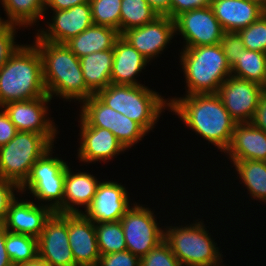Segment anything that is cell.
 Wrapping results in <instances>:
<instances>
[{
	"mask_svg": "<svg viewBox=\"0 0 266 266\" xmlns=\"http://www.w3.org/2000/svg\"><path fill=\"white\" fill-rule=\"evenodd\" d=\"M5 247L14 266L38 256V238L30 235L7 231Z\"/></svg>",
	"mask_w": 266,
	"mask_h": 266,
	"instance_id": "4dcf8cb0",
	"label": "cell"
},
{
	"mask_svg": "<svg viewBox=\"0 0 266 266\" xmlns=\"http://www.w3.org/2000/svg\"><path fill=\"white\" fill-rule=\"evenodd\" d=\"M94 25L108 26L120 33L121 0H89Z\"/></svg>",
	"mask_w": 266,
	"mask_h": 266,
	"instance_id": "d6a6232c",
	"label": "cell"
},
{
	"mask_svg": "<svg viewBox=\"0 0 266 266\" xmlns=\"http://www.w3.org/2000/svg\"><path fill=\"white\" fill-rule=\"evenodd\" d=\"M253 2H256L260 4L262 7L266 8V0H251Z\"/></svg>",
	"mask_w": 266,
	"mask_h": 266,
	"instance_id": "681fc988",
	"label": "cell"
},
{
	"mask_svg": "<svg viewBox=\"0 0 266 266\" xmlns=\"http://www.w3.org/2000/svg\"><path fill=\"white\" fill-rule=\"evenodd\" d=\"M211 8L225 32H238L265 14V8L251 0H212Z\"/></svg>",
	"mask_w": 266,
	"mask_h": 266,
	"instance_id": "ffe728a7",
	"label": "cell"
},
{
	"mask_svg": "<svg viewBox=\"0 0 266 266\" xmlns=\"http://www.w3.org/2000/svg\"><path fill=\"white\" fill-rule=\"evenodd\" d=\"M120 36L119 31L114 28L93 24L65 45L80 59L94 52L113 49Z\"/></svg>",
	"mask_w": 266,
	"mask_h": 266,
	"instance_id": "cb8c5ba5",
	"label": "cell"
},
{
	"mask_svg": "<svg viewBox=\"0 0 266 266\" xmlns=\"http://www.w3.org/2000/svg\"><path fill=\"white\" fill-rule=\"evenodd\" d=\"M51 148L32 166L30 174L20 186V192L26 190L35 199L46 204L53 212L63 214L64 179L68 163L58 157H52Z\"/></svg>",
	"mask_w": 266,
	"mask_h": 266,
	"instance_id": "ba28073f",
	"label": "cell"
},
{
	"mask_svg": "<svg viewBox=\"0 0 266 266\" xmlns=\"http://www.w3.org/2000/svg\"><path fill=\"white\" fill-rule=\"evenodd\" d=\"M140 266H183L163 240L145 256L140 258Z\"/></svg>",
	"mask_w": 266,
	"mask_h": 266,
	"instance_id": "d590c367",
	"label": "cell"
},
{
	"mask_svg": "<svg viewBox=\"0 0 266 266\" xmlns=\"http://www.w3.org/2000/svg\"><path fill=\"white\" fill-rule=\"evenodd\" d=\"M180 54L188 88L186 95L215 94L231 76V67L220 44L183 48Z\"/></svg>",
	"mask_w": 266,
	"mask_h": 266,
	"instance_id": "5b68a950",
	"label": "cell"
},
{
	"mask_svg": "<svg viewBox=\"0 0 266 266\" xmlns=\"http://www.w3.org/2000/svg\"><path fill=\"white\" fill-rule=\"evenodd\" d=\"M159 16L170 17L171 0H146Z\"/></svg>",
	"mask_w": 266,
	"mask_h": 266,
	"instance_id": "bcb514c9",
	"label": "cell"
},
{
	"mask_svg": "<svg viewBox=\"0 0 266 266\" xmlns=\"http://www.w3.org/2000/svg\"><path fill=\"white\" fill-rule=\"evenodd\" d=\"M80 118L91 127L107 129L113 133L117 111L103 104L95 95L82 102Z\"/></svg>",
	"mask_w": 266,
	"mask_h": 266,
	"instance_id": "f546056e",
	"label": "cell"
},
{
	"mask_svg": "<svg viewBox=\"0 0 266 266\" xmlns=\"http://www.w3.org/2000/svg\"><path fill=\"white\" fill-rule=\"evenodd\" d=\"M127 250L142 258L164 240V230L159 227L154 212L135 204L121 218Z\"/></svg>",
	"mask_w": 266,
	"mask_h": 266,
	"instance_id": "9c48e42d",
	"label": "cell"
},
{
	"mask_svg": "<svg viewBox=\"0 0 266 266\" xmlns=\"http://www.w3.org/2000/svg\"><path fill=\"white\" fill-rule=\"evenodd\" d=\"M69 167L66 168L64 179L63 214L83 213L78 209L79 206L86 210L91 205L101 182L93 174L81 171L74 173Z\"/></svg>",
	"mask_w": 266,
	"mask_h": 266,
	"instance_id": "7402d4cb",
	"label": "cell"
},
{
	"mask_svg": "<svg viewBox=\"0 0 266 266\" xmlns=\"http://www.w3.org/2000/svg\"><path fill=\"white\" fill-rule=\"evenodd\" d=\"M68 238L76 266H97L100 253L95 223L83 213L68 214Z\"/></svg>",
	"mask_w": 266,
	"mask_h": 266,
	"instance_id": "e0dca14e",
	"label": "cell"
},
{
	"mask_svg": "<svg viewBox=\"0 0 266 266\" xmlns=\"http://www.w3.org/2000/svg\"><path fill=\"white\" fill-rule=\"evenodd\" d=\"M18 189V190H17ZM20 187L12 181L0 178V223L3 224L7 217L10 203L16 198L14 194L20 192Z\"/></svg>",
	"mask_w": 266,
	"mask_h": 266,
	"instance_id": "f35d334b",
	"label": "cell"
},
{
	"mask_svg": "<svg viewBox=\"0 0 266 266\" xmlns=\"http://www.w3.org/2000/svg\"><path fill=\"white\" fill-rule=\"evenodd\" d=\"M231 162L240 160L266 161V132L250 123H236L226 149Z\"/></svg>",
	"mask_w": 266,
	"mask_h": 266,
	"instance_id": "44dd1931",
	"label": "cell"
},
{
	"mask_svg": "<svg viewBox=\"0 0 266 266\" xmlns=\"http://www.w3.org/2000/svg\"><path fill=\"white\" fill-rule=\"evenodd\" d=\"M95 231L100 255L127 250L120 221L95 223Z\"/></svg>",
	"mask_w": 266,
	"mask_h": 266,
	"instance_id": "1f68e13d",
	"label": "cell"
},
{
	"mask_svg": "<svg viewBox=\"0 0 266 266\" xmlns=\"http://www.w3.org/2000/svg\"><path fill=\"white\" fill-rule=\"evenodd\" d=\"M127 190L115 181H102L83 214L93 223L120 221L131 207Z\"/></svg>",
	"mask_w": 266,
	"mask_h": 266,
	"instance_id": "2e32d148",
	"label": "cell"
},
{
	"mask_svg": "<svg viewBox=\"0 0 266 266\" xmlns=\"http://www.w3.org/2000/svg\"><path fill=\"white\" fill-rule=\"evenodd\" d=\"M95 96L106 106L137 122L147 133L153 130L165 108H170L168 99L164 100L145 85L110 84Z\"/></svg>",
	"mask_w": 266,
	"mask_h": 266,
	"instance_id": "277c9868",
	"label": "cell"
},
{
	"mask_svg": "<svg viewBox=\"0 0 266 266\" xmlns=\"http://www.w3.org/2000/svg\"><path fill=\"white\" fill-rule=\"evenodd\" d=\"M113 134L128 149L142 140L147 132L137 122L117 112Z\"/></svg>",
	"mask_w": 266,
	"mask_h": 266,
	"instance_id": "836d02e7",
	"label": "cell"
},
{
	"mask_svg": "<svg viewBox=\"0 0 266 266\" xmlns=\"http://www.w3.org/2000/svg\"><path fill=\"white\" fill-rule=\"evenodd\" d=\"M113 55V49H108L80 58L85 84L94 95L111 84Z\"/></svg>",
	"mask_w": 266,
	"mask_h": 266,
	"instance_id": "d4e9b609",
	"label": "cell"
},
{
	"mask_svg": "<svg viewBox=\"0 0 266 266\" xmlns=\"http://www.w3.org/2000/svg\"><path fill=\"white\" fill-rule=\"evenodd\" d=\"M15 266H49L44 260H42L39 256L35 259L17 264Z\"/></svg>",
	"mask_w": 266,
	"mask_h": 266,
	"instance_id": "7dc6e473",
	"label": "cell"
},
{
	"mask_svg": "<svg viewBox=\"0 0 266 266\" xmlns=\"http://www.w3.org/2000/svg\"><path fill=\"white\" fill-rule=\"evenodd\" d=\"M251 123L266 132V92L260 98L258 107Z\"/></svg>",
	"mask_w": 266,
	"mask_h": 266,
	"instance_id": "7bdbcfd3",
	"label": "cell"
},
{
	"mask_svg": "<svg viewBox=\"0 0 266 266\" xmlns=\"http://www.w3.org/2000/svg\"><path fill=\"white\" fill-rule=\"evenodd\" d=\"M111 72V84L142 85L135 78L149 61L121 36L116 40Z\"/></svg>",
	"mask_w": 266,
	"mask_h": 266,
	"instance_id": "603a6c76",
	"label": "cell"
},
{
	"mask_svg": "<svg viewBox=\"0 0 266 266\" xmlns=\"http://www.w3.org/2000/svg\"><path fill=\"white\" fill-rule=\"evenodd\" d=\"M7 230L4 224L0 223V266H14L8 256L5 247Z\"/></svg>",
	"mask_w": 266,
	"mask_h": 266,
	"instance_id": "f6af8a7d",
	"label": "cell"
},
{
	"mask_svg": "<svg viewBox=\"0 0 266 266\" xmlns=\"http://www.w3.org/2000/svg\"><path fill=\"white\" fill-rule=\"evenodd\" d=\"M169 104L171 112H175L186 126L225 153L236 122L216 93L175 97Z\"/></svg>",
	"mask_w": 266,
	"mask_h": 266,
	"instance_id": "6da1fadb",
	"label": "cell"
},
{
	"mask_svg": "<svg viewBox=\"0 0 266 266\" xmlns=\"http://www.w3.org/2000/svg\"><path fill=\"white\" fill-rule=\"evenodd\" d=\"M0 17V36L12 25L8 20H3Z\"/></svg>",
	"mask_w": 266,
	"mask_h": 266,
	"instance_id": "c3c4849f",
	"label": "cell"
},
{
	"mask_svg": "<svg viewBox=\"0 0 266 266\" xmlns=\"http://www.w3.org/2000/svg\"><path fill=\"white\" fill-rule=\"evenodd\" d=\"M48 29H39L37 36L44 41L65 44L93 25L90 3L75 5L67 10H52Z\"/></svg>",
	"mask_w": 266,
	"mask_h": 266,
	"instance_id": "9a60e30c",
	"label": "cell"
},
{
	"mask_svg": "<svg viewBox=\"0 0 266 266\" xmlns=\"http://www.w3.org/2000/svg\"><path fill=\"white\" fill-rule=\"evenodd\" d=\"M38 256L49 266H76L69 245L68 214L53 213L38 237Z\"/></svg>",
	"mask_w": 266,
	"mask_h": 266,
	"instance_id": "7c38bea8",
	"label": "cell"
},
{
	"mask_svg": "<svg viewBox=\"0 0 266 266\" xmlns=\"http://www.w3.org/2000/svg\"><path fill=\"white\" fill-rule=\"evenodd\" d=\"M231 76L266 87V53L245 49L231 68Z\"/></svg>",
	"mask_w": 266,
	"mask_h": 266,
	"instance_id": "83f0119b",
	"label": "cell"
},
{
	"mask_svg": "<svg viewBox=\"0 0 266 266\" xmlns=\"http://www.w3.org/2000/svg\"><path fill=\"white\" fill-rule=\"evenodd\" d=\"M220 46L231 68L239 60L241 52L246 49L238 32H224Z\"/></svg>",
	"mask_w": 266,
	"mask_h": 266,
	"instance_id": "8d00e7d4",
	"label": "cell"
},
{
	"mask_svg": "<svg viewBox=\"0 0 266 266\" xmlns=\"http://www.w3.org/2000/svg\"><path fill=\"white\" fill-rule=\"evenodd\" d=\"M18 130L15 125L11 122L9 116L4 111L0 109V147L6 145L14 136L17 134Z\"/></svg>",
	"mask_w": 266,
	"mask_h": 266,
	"instance_id": "b9f144b4",
	"label": "cell"
},
{
	"mask_svg": "<svg viewBox=\"0 0 266 266\" xmlns=\"http://www.w3.org/2000/svg\"><path fill=\"white\" fill-rule=\"evenodd\" d=\"M238 34L246 49L266 53V13Z\"/></svg>",
	"mask_w": 266,
	"mask_h": 266,
	"instance_id": "e575fe53",
	"label": "cell"
},
{
	"mask_svg": "<svg viewBox=\"0 0 266 266\" xmlns=\"http://www.w3.org/2000/svg\"><path fill=\"white\" fill-rule=\"evenodd\" d=\"M51 100L49 96H43L27 101L10 102L2 108L18 131L43 134L54 143L58 130L47 116V105Z\"/></svg>",
	"mask_w": 266,
	"mask_h": 266,
	"instance_id": "4fadbf2b",
	"label": "cell"
},
{
	"mask_svg": "<svg viewBox=\"0 0 266 266\" xmlns=\"http://www.w3.org/2000/svg\"><path fill=\"white\" fill-rule=\"evenodd\" d=\"M89 3V0H45L44 11L48 10H67L75 5Z\"/></svg>",
	"mask_w": 266,
	"mask_h": 266,
	"instance_id": "ee69618b",
	"label": "cell"
},
{
	"mask_svg": "<svg viewBox=\"0 0 266 266\" xmlns=\"http://www.w3.org/2000/svg\"><path fill=\"white\" fill-rule=\"evenodd\" d=\"M159 15L146 0H121L120 35L154 21Z\"/></svg>",
	"mask_w": 266,
	"mask_h": 266,
	"instance_id": "f1b7e54d",
	"label": "cell"
},
{
	"mask_svg": "<svg viewBox=\"0 0 266 266\" xmlns=\"http://www.w3.org/2000/svg\"><path fill=\"white\" fill-rule=\"evenodd\" d=\"M54 212L40 202L18 200L16 197L9 205L4 226L7 231L30 235L38 238L46 221Z\"/></svg>",
	"mask_w": 266,
	"mask_h": 266,
	"instance_id": "d6986e66",
	"label": "cell"
},
{
	"mask_svg": "<svg viewBox=\"0 0 266 266\" xmlns=\"http://www.w3.org/2000/svg\"><path fill=\"white\" fill-rule=\"evenodd\" d=\"M17 25H11L1 36H0V69L9 60L11 55L19 48L20 44H16L15 35Z\"/></svg>",
	"mask_w": 266,
	"mask_h": 266,
	"instance_id": "ab89813d",
	"label": "cell"
},
{
	"mask_svg": "<svg viewBox=\"0 0 266 266\" xmlns=\"http://www.w3.org/2000/svg\"><path fill=\"white\" fill-rule=\"evenodd\" d=\"M174 22L175 33L185 40L183 48L220 44L225 32L211 6L184 12Z\"/></svg>",
	"mask_w": 266,
	"mask_h": 266,
	"instance_id": "8fae6325",
	"label": "cell"
},
{
	"mask_svg": "<svg viewBox=\"0 0 266 266\" xmlns=\"http://www.w3.org/2000/svg\"><path fill=\"white\" fill-rule=\"evenodd\" d=\"M232 163L248 194L253 199L266 202V161L240 160Z\"/></svg>",
	"mask_w": 266,
	"mask_h": 266,
	"instance_id": "484cf974",
	"label": "cell"
},
{
	"mask_svg": "<svg viewBox=\"0 0 266 266\" xmlns=\"http://www.w3.org/2000/svg\"><path fill=\"white\" fill-rule=\"evenodd\" d=\"M211 2L212 0H171L170 18L174 20L184 12L209 7Z\"/></svg>",
	"mask_w": 266,
	"mask_h": 266,
	"instance_id": "60d3db41",
	"label": "cell"
},
{
	"mask_svg": "<svg viewBox=\"0 0 266 266\" xmlns=\"http://www.w3.org/2000/svg\"><path fill=\"white\" fill-rule=\"evenodd\" d=\"M33 44L42 60L43 80L47 95L83 102L94 95L86 86L80 59L65 45L41 40Z\"/></svg>",
	"mask_w": 266,
	"mask_h": 266,
	"instance_id": "7a4b0ae2",
	"label": "cell"
},
{
	"mask_svg": "<svg viewBox=\"0 0 266 266\" xmlns=\"http://www.w3.org/2000/svg\"><path fill=\"white\" fill-rule=\"evenodd\" d=\"M12 25L29 27L45 15V0H0Z\"/></svg>",
	"mask_w": 266,
	"mask_h": 266,
	"instance_id": "4316f807",
	"label": "cell"
},
{
	"mask_svg": "<svg viewBox=\"0 0 266 266\" xmlns=\"http://www.w3.org/2000/svg\"><path fill=\"white\" fill-rule=\"evenodd\" d=\"M265 88L255 82L229 76L216 93L236 123H250Z\"/></svg>",
	"mask_w": 266,
	"mask_h": 266,
	"instance_id": "30bf717a",
	"label": "cell"
},
{
	"mask_svg": "<svg viewBox=\"0 0 266 266\" xmlns=\"http://www.w3.org/2000/svg\"><path fill=\"white\" fill-rule=\"evenodd\" d=\"M197 221L186 226H165L164 240L183 266H220L223 255L217 243L205 224Z\"/></svg>",
	"mask_w": 266,
	"mask_h": 266,
	"instance_id": "8992f818",
	"label": "cell"
},
{
	"mask_svg": "<svg viewBox=\"0 0 266 266\" xmlns=\"http://www.w3.org/2000/svg\"><path fill=\"white\" fill-rule=\"evenodd\" d=\"M80 147L78 158L82 162L109 161L127 150L116 136L107 129L88 126L80 118Z\"/></svg>",
	"mask_w": 266,
	"mask_h": 266,
	"instance_id": "ac0fdd59",
	"label": "cell"
},
{
	"mask_svg": "<svg viewBox=\"0 0 266 266\" xmlns=\"http://www.w3.org/2000/svg\"><path fill=\"white\" fill-rule=\"evenodd\" d=\"M174 35V20L168 16H158L154 21L141 27L124 31L121 37L150 62L162 54Z\"/></svg>",
	"mask_w": 266,
	"mask_h": 266,
	"instance_id": "5bb4252c",
	"label": "cell"
},
{
	"mask_svg": "<svg viewBox=\"0 0 266 266\" xmlns=\"http://www.w3.org/2000/svg\"><path fill=\"white\" fill-rule=\"evenodd\" d=\"M31 45H20L0 69V108L10 102L48 96L41 56Z\"/></svg>",
	"mask_w": 266,
	"mask_h": 266,
	"instance_id": "3957f363",
	"label": "cell"
},
{
	"mask_svg": "<svg viewBox=\"0 0 266 266\" xmlns=\"http://www.w3.org/2000/svg\"><path fill=\"white\" fill-rule=\"evenodd\" d=\"M97 266H140V258L125 250L100 255Z\"/></svg>",
	"mask_w": 266,
	"mask_h": 266,
	"instance_id": "74e56055",
	"label": "cell"
},
{
	"mask_svg": "<svg viewBox=\"0 0 266 266\" xmlns=\"http://www.w3.org/2000/svg\"><path fill=\"white\" fill-rule=\"evenodd\" d=\"M53 143L43 134L18 131L6 145L0 147V178L19 187L28 178L32 166Z\"/></svg>",
	"mask_w": 266,
	"mask_h": 266,
	"instance_id": "52a82bcc",
	"label": "cell"
}]
</instances>
